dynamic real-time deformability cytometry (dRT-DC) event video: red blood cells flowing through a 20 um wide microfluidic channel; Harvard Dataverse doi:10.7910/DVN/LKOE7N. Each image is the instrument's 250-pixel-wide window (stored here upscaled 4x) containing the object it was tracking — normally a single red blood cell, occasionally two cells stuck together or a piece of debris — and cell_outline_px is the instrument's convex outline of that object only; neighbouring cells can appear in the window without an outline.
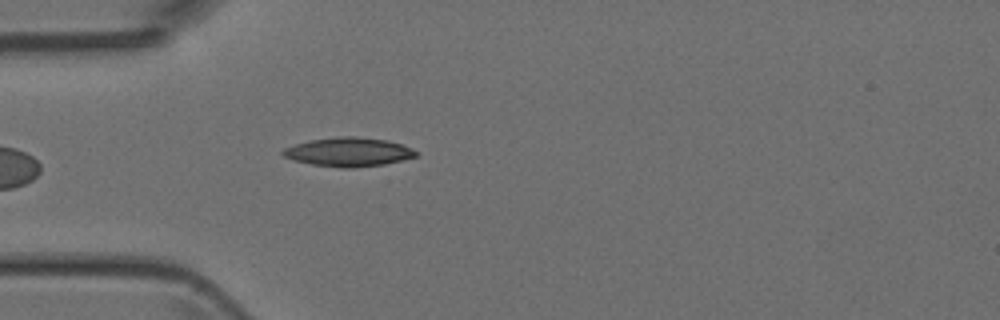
{"species": "Egyptian fruit bat (a non-hibernating species)", "species_latin": "Rousettus aegyptiacus", "temperature_condition": "room temperature", "stored_images_in_passage": 15, "camera_frame_rate_fps": 3000, "um_per_image_px": 0.085, "animal": {"sex": "female"}, "frame": {"image": 1, "passage_image": 1, "time_ms": 0.0, "image_size_px": [1000, 320], "cell_outline_px": [[420, 152], [416, 156], [384, 164], [352, 168], [340, 168], [312, 164], [296, 160], [284, 156], [280, 152], [284, 148], [296, 144], [312, 140], [340, 136], [356, 136], [388, 140], [412, 148]], "centroid_in_image_um": [29.65, 12.91], "position_along_channel_um": 55.3, "area_um2": 22.25}}
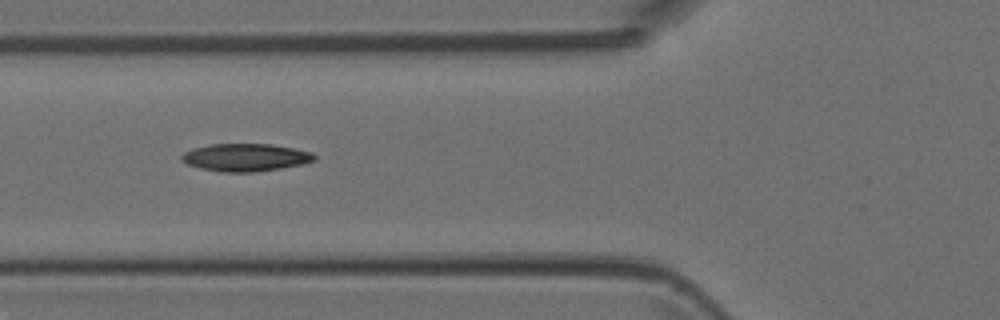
{"frame": {"image": 2, "passage_image": 5, "time_ms": 1.333, "image_size_px": [1000, 320], "cell_outline_px": [[316, 160], [300, 164], [280, 168], [256, 172], [220, 172], [200, 168], [188, 164], [180, 160], [180, 156], [184, 152], [192, 148], [212, 144], [272, 144], [312, 152], [316, 156]], "centroid_in_image_um": [20.84, 13.38], "position_along_channel_um": 105.0, "area_um2": 21.39}}